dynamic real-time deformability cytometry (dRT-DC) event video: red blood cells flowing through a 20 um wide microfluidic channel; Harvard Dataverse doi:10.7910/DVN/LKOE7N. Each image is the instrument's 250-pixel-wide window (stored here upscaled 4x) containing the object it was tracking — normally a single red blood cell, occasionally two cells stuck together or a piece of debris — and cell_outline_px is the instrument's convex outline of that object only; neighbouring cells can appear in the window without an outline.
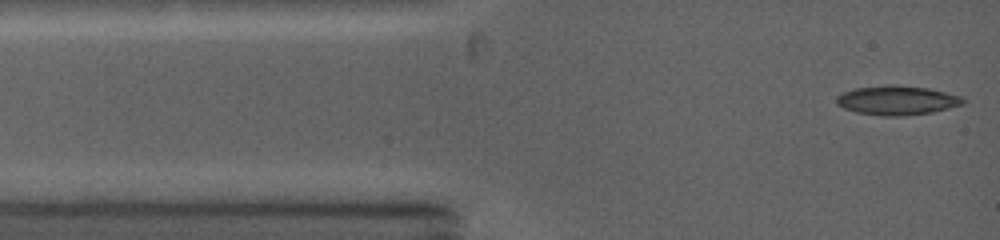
{"species": "common noctule bat (a hibernating species)", "species_latin": "Nyctalus noctula", "temperature_condition": "warm", "stored_images_in_passage": 13, "camera_frame_rate_fps": 5000, "um_per_image_px": 0.085, "animal": {"sex": "female", "body_mass_g": 19.0, "forearm_length_mm": 53.3}, "frame": {"image": 1, "passage_image": 1, "time_ms": 0.0, "image_size_px": [1000, 240], "cell_outline_px": [[964, 104], [932, 112], [904, 116], [880, 116], [856, 112], [844, 108], [836, 104], [836, 96], [844, 92], [856, 88], [888, 84], [892, 84], [928, 88], [960, 96], [964, 100]], "centroid_in_image_um": [76.21, 8.53], "position_along_channel_um": 8.8, "area_um2": 21.56}}